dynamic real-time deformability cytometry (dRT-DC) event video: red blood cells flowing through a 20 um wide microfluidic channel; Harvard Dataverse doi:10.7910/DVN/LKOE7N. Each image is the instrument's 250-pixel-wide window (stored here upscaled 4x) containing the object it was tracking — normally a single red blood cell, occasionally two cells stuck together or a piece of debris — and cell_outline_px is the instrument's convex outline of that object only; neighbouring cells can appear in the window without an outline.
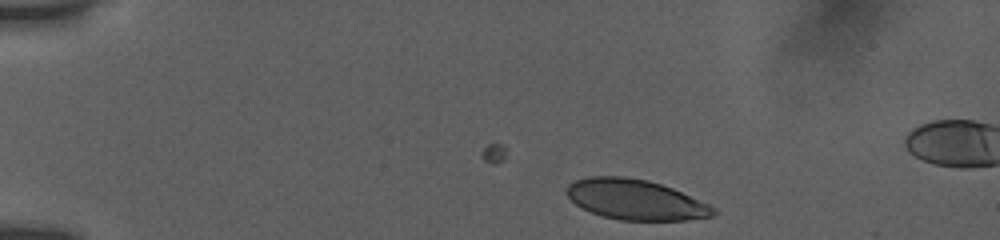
{"species": "human", "species_latin": "Homo sapiens", "temperature_condition": "room temperature", "stored_images_in_passage": 19, "camera_frame_rate_fps": 3000, "um_per_image_px": 0.085, "donor": {"sex": "female"}, "frame": {"image": 1, "passage_image": 1, "time_ms": 0.0, "image_size_px": [1000, 240], "cell_outline_px": [[716, 212], [712, 216], [688, 220], [620, 220], [604, 216], [592, 212], [576, 204], [564, 192], [568, 184], [576, 180], [588, 176], [624, 176], [648, 180], [672, 188], [708, 204], [716, 208]], "centroid_in_image_um": [54.0, 16.96], "position_along_channel_um": 31.0, "area_um2": 34.22}}
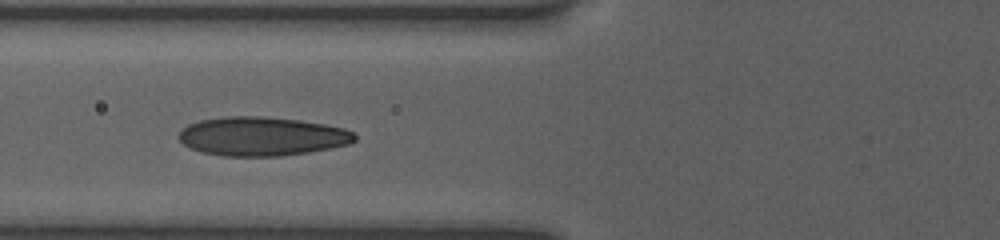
{"frame": {"image": 2, "passage_image": 13, "time_ms": 4.0, "image_size_px": [1000, 240], "cell_outline_px": [[356, 140], [348, 144], [332, 148], [308, 152], [280, 156], [224, 156], [200, 152], [184, 144], [176, 136], [188, 124], [200, 120], [228, 116], [260, 116], [300, 120], [324, 124], [344, 128], [352, 132], [356, 136]], "centroid_in_image_um": [22.26, 11.59], "position_along_channel_um": 103.5, "area_um2": 39.88}}
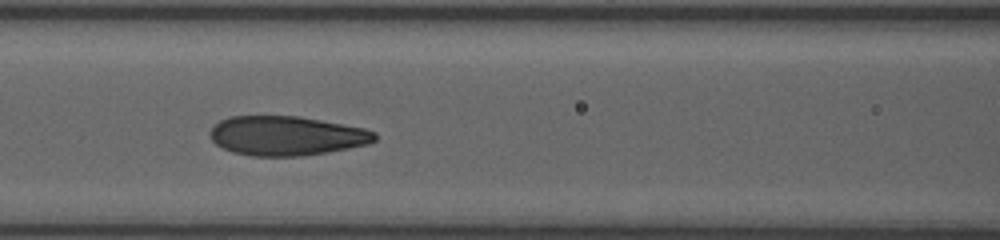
{"frame": {"image": 3, "passage_image": 16, "time_ms": 5.0, "image_size_px": [1000, 240], "cell_outline_px": [[376, 140], [368, 144], [328, 152], [300, 156], [252, 156], [232, 152], [216, 144], [212, 140], [208, 132], [212, 124], [228, 116], [300, 116], [364, 128], [376, 132]], "centroid_in_image_um": [24.31, 11.53], "position_along_channel_um": 142.3, "area_um2": 38.03}}